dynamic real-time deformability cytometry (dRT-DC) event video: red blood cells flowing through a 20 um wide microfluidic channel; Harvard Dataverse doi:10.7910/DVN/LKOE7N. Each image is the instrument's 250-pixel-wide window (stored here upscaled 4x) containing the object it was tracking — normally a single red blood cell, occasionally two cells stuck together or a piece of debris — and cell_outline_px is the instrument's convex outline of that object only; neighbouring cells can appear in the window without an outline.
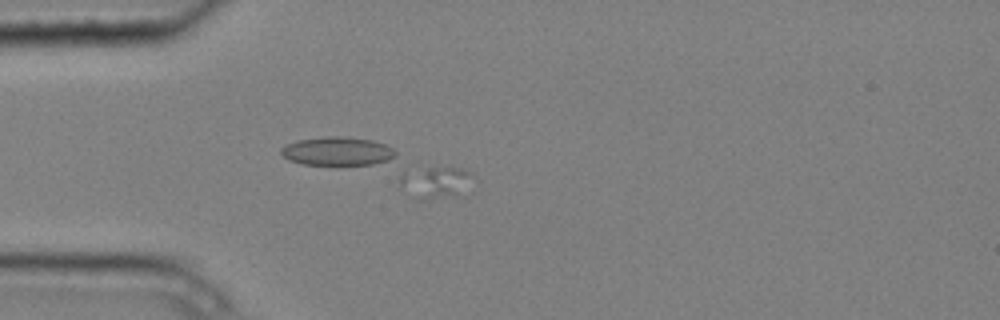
{"species": "common noctule bat (a hibernating species)", "species_latin": "Nyctalus noctula", "temperature_condition": "cold", "stored_images_in_passage": 6, "camera_frame_rate_fps": 3000, "um_per_image_px": 0.085, "animal": {"sex": "male", "body_mass_g": 20.4}, "frame": {"image": 1, "passage_image": 6, "time_ms": 1.667, "image_size_px": [1000, 320], "cell_outline_px": [[472, 176], [456, 192], [424, 200], [416, 200], [412, 168], [416, 164], [460, 168], [472, 172]], "centroid_in_image_um": [37.22, 15.35], "position_along_channel_um": 47.8, "area_um2": 11.16}}